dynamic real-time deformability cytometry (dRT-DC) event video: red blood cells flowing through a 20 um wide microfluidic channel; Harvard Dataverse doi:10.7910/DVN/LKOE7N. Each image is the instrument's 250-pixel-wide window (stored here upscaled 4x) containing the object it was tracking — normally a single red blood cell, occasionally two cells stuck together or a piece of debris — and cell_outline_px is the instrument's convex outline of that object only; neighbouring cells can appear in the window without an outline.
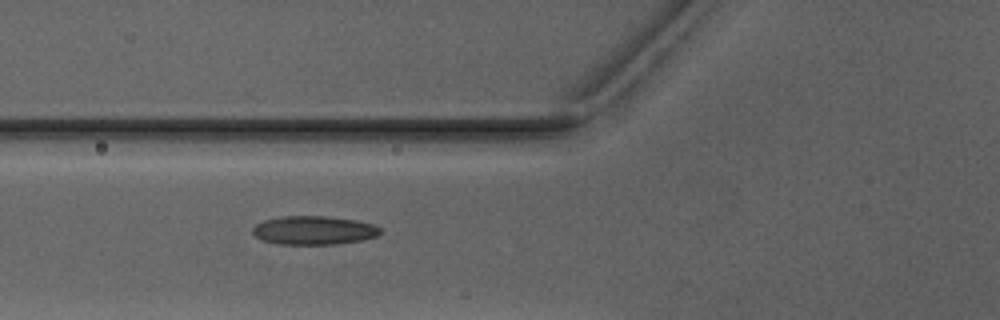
{"species": "Egyptian fruit bat (a non-hibernating species)", "species_latin": "Rousettus aegyptiacus", "temperature_condition": "warm", "stored_images_in_passage": 2, "camera_frame_rate_fps": 3000, "um_per_image_px": 0.085, "animal": {"sex": "male"}, "frame": {"image": 1, "passage_image": 2, "time_ms": 1.0, "image_size_px": [1000, 320], "cell_outline_px": [[380, 232], [376, 236], [360, 240], [336, 244], [276, 244], [260, 240], [252, 232], [252, 228], [256, 224], [264, 220], [284, 216], [328, 216], [356, 220], [372, 224], [380, 228]], "centroid_in_image_um": [26.63, 19.57], "position_along_channel_um": 99.2, "area_um2": 21.27}}